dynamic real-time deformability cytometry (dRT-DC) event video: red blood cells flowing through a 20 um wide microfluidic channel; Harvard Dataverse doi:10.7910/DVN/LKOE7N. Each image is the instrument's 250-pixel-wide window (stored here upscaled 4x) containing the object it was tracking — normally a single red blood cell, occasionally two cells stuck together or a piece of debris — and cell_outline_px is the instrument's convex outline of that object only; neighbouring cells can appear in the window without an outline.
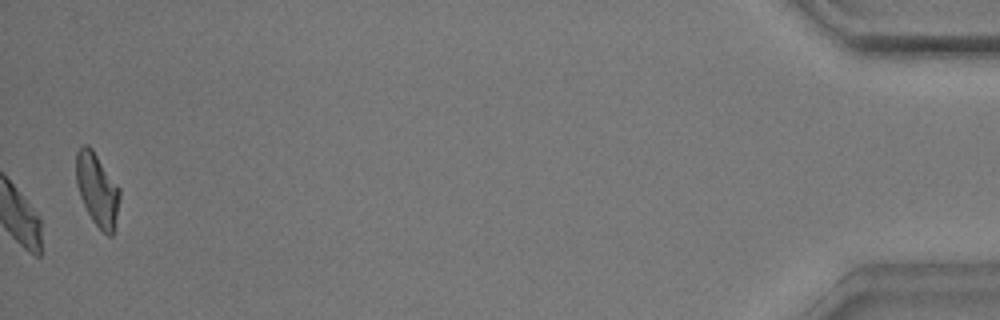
{"species": "common noctule bat (a hibernating species)", "species_latin": "Nyctalus noctula", "temperature_condition": "warm", "stored_images_in_passage": 40, "camera_frame_rate_fps": 3000, "um_per_image_px": 0.085, "animal": {"sex": "male", "body_mass_g": 17.9}, "frame": {"image": 1, "passage_image": 40, "time_ms": 13.0, "image_size_px": [1000, 320], "cell_outline_px": [[120, 196], [112, 236], [108, 236], [92, 220], [80, 196], [76, 184], [76, 152], [84, 144], [88, 144], [92, 148], [120, 188]], "centroid_in_image_um": [8.25, 16.07], "position_along_channel_um": 426.9, "area_um2": 18.26}}